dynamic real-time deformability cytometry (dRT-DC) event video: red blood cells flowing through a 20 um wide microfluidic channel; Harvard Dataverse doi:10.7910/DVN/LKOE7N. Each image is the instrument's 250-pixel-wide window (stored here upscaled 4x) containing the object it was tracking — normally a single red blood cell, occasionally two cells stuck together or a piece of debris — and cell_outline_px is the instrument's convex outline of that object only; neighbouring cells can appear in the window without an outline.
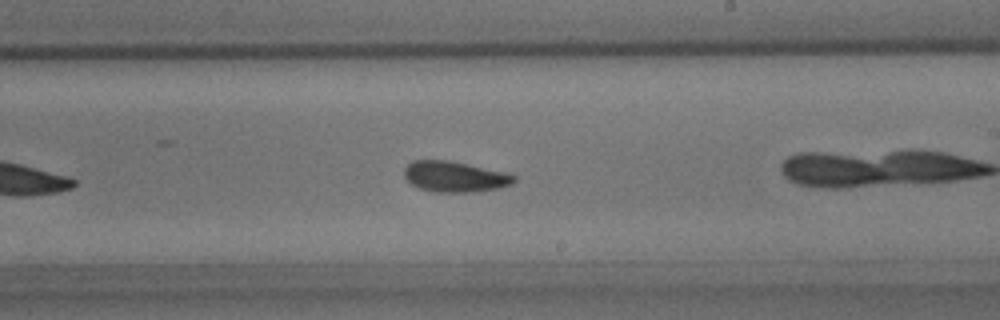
{"species": "common noctule bat (a hibernating species)", "species_latin": "Nyctalus noctula", "temperature_condition": "room temperature", "stored_images_in_passage": 24, "camera_frame_rate_fps": 3000, "um_per_image_px": 0.085, "animal": {"sex": "male", "body_mass_g": 15.6}, "frame": {"image": 1, "passage_image": 17, "time_ms": 5.333, "image_size_px": [1000, 320], "cell_outline_px": [[516, 180], [512, 184], [500, 188], [476, 192], [436, 192], [420, 188], [412, 184], [404, 176], [404, 168], [412, 160], [448, 160], [508, 172], [516, 176]], "centroid_in_image_um": [38.7, 15.01], "position_along_channel_um": 250.3, "area_um2": 19.83}}